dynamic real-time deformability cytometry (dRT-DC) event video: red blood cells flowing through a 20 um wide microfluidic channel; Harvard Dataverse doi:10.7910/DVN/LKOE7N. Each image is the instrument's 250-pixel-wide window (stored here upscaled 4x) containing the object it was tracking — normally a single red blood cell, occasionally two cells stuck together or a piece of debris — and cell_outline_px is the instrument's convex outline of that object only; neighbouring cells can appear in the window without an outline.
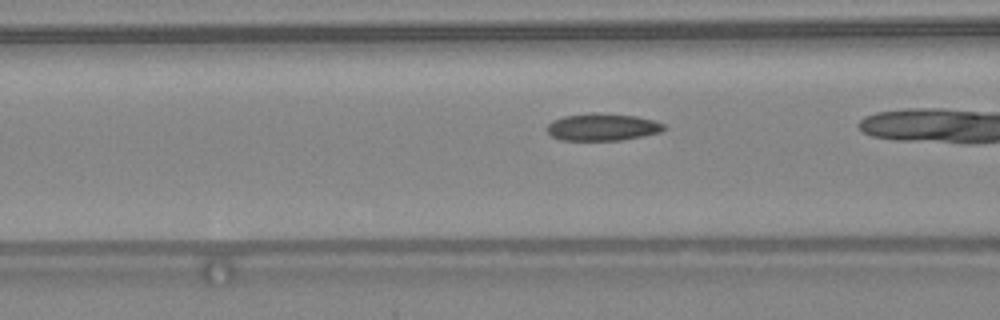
{"species": "common noctule bat (a hibernating species)", "species_latin": "Nyctalus noctula", "temperature_condition": "warm", "stored_images_in_passage": 35, "camera_frame_rate_fps": 3000, "um_per_image_px": 0.085, "animal": {"sex": "female", "body_mass_g": 24.6, "forearm_length_mm": 56.2}, "frame": {"image": 1, "passage_image": 17, "time_ms": 5.333, "image_size_px": [1000, 320], "cell_outline_px": [[668, 128], [660, 132], [644, 136], [620, 140], [560, 140], [552, 136], [548, 132], [548, 124], [552, 120], [564, 116], [592, 112], [600, 112], [636, 116], [652, 120], [664, 124]], "centroid_in_image_um": [51.22, 10.79], "position_along_channel_um": 115.4, "area_um2": 18.67}}